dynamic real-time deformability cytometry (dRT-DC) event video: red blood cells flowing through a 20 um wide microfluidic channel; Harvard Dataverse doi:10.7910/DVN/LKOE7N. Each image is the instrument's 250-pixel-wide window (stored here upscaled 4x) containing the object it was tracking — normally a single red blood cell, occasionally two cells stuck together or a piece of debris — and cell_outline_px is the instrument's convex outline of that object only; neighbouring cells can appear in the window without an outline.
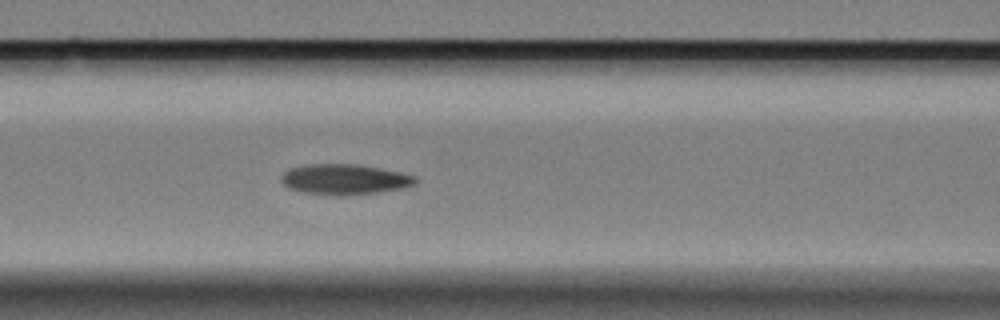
{"species": "Egyptian fruit bat (a non-hibernating species)", "species_latin": "Rousettus aegyptiacus", "temperature_condition": "cold", "stored_images_in_passage": 9, "segment_of_instrument_passage": [1, 2], "camera_frame_rate_fps": 3000, "um_per_image_px": 0.085, "animal": {"sex": "female"}, "frame": {"image": 1, "passage_image": 8, "time_ms": 2.333, "image_size_px": [1000, 320], "cell_outline_px": [[416, 184], [404, 188], [376, 192], [340, 196], [304, 192], [288, 188], [280, 180], [280, 176], [288, 168], [304, 164], [356, 164], [380, 168], [400, 172], [416, 176]], "centroid_in_image_um": [29.26, 15.23], "position_along_channel_um": 137.3, "area_um2": 23.87}}